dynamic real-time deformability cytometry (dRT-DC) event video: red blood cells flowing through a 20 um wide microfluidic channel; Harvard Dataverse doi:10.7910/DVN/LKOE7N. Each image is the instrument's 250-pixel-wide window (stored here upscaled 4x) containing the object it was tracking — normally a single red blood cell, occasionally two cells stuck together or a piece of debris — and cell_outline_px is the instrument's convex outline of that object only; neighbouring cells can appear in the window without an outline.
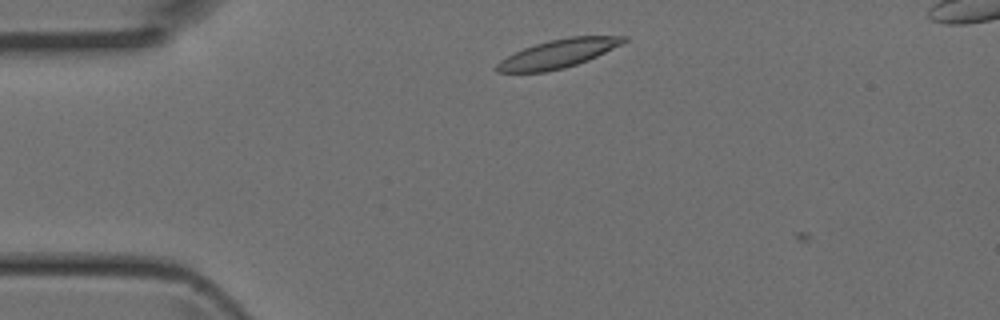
{"species": "Egyptian fruit bat (a non-hibernating species)", "species_latin": "Rousettus aegyptiacus", "temperature_condition": "room temperature", "stored_images_in_passage": 4, "camera_frame_rate_fps": 3000, "um_per_image_px": 0.085, "animal": {"sex": "female"}, "frame": {"image": 1, "passage_image": 3, "time_ms": 0.667, "image_size_px": [1000, 320], "cell_outline_px": [[628, 40], [588, 60], [564, 68], [544, 72], [496, 72], [496, 64], [500, 60], [524, 48], [548, 40], [568, 36], [628, 36]], "centroid_in_image_um": [47.43, 4.55], "position_along_channel_um": 37.6, "area_um2": 20.75}}